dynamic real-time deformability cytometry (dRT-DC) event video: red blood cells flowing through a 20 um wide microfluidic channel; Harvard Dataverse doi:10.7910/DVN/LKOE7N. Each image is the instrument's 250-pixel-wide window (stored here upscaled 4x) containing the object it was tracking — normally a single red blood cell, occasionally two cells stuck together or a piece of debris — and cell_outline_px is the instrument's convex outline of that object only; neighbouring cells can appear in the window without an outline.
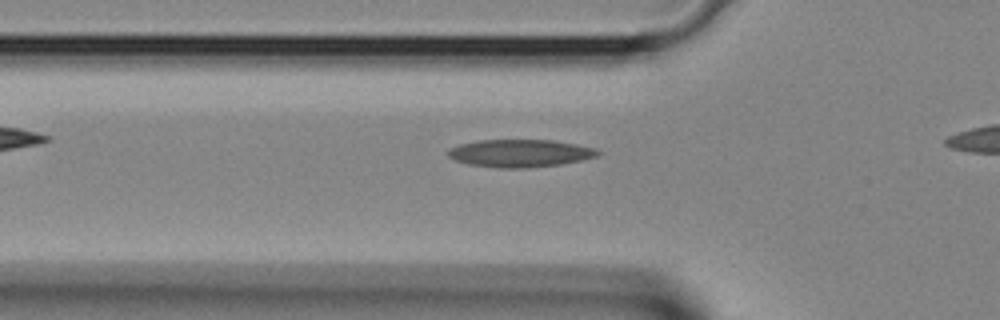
{"species": "Egyptian fruit bat (a non-hibernating species)", "species_latin": "Rousettus aegyptiacus", "temperature_condition": "room temperature", "stored_images_in_passage": 21, "camera_frame_rate_fps": 3000, "um_per_image_px": 0.085, "animal": {"sex": "female"}, "frame": {"image": 1, "passage_image": 2, "time_ms": 0.333, "image_size_px": [1000, 320], "cell_outline_px": [[600, 152], [596, 156], [580, 160], [560, 164], [528, 168], [500, 168], [468, 164], [456, 160], [448, 156], [448, 148], [460, 144], [476, 140], [552, 140], [576, 144], [596, 148]], "centroid_in_image_um": [44.18, 13.02], "position_along_channel_um": 81.6, "area_um2": 24.04}}
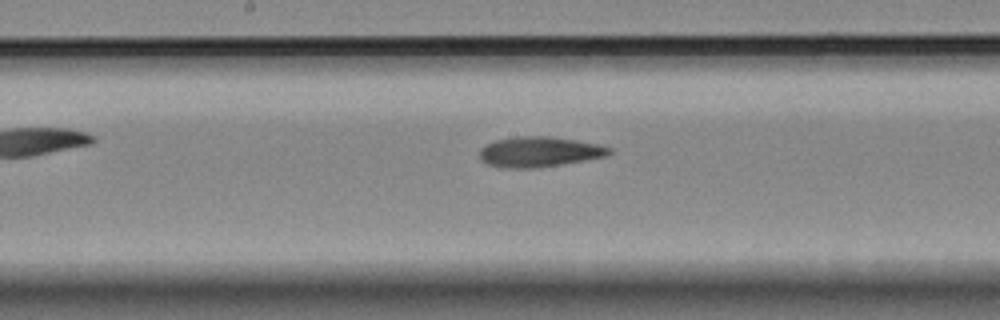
{"frame": {"image": 2, "passage_image": 9, "time_ms": 2.667, "image_size_px": [1000, 320], "cell_outline_px": [[612, 152], [608, 156], [536, 168], [500, 168], [488, 164], [480, 160], [480, 148], [496, 140], [516, 136], [548, 136], [576, 140], [600, 144], [612, 148]], "centroid_in_image_um": [45.85, 12.9], "position_along_channel_um": 202.4, "area_um2": 22.95}}
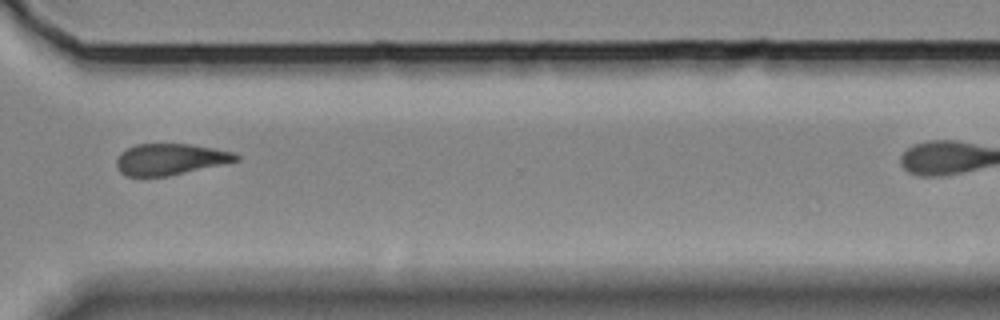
{"frame": {"image": 3, "passage_image": 18, "time_ms": 5.667, "image_size_px": [1000, 320], "cell_outline_px": [[240, 160], [224, 164], [168, 176], [124, 176], [116, 168], [116, 160], [120, 152], [136, 144], [188, 144], [236, 152], [240, 156]], "centroid_in_image_um": [14.47, 13.54], "position_along_channel_um": 356.1, "area_um2": 21.91}}